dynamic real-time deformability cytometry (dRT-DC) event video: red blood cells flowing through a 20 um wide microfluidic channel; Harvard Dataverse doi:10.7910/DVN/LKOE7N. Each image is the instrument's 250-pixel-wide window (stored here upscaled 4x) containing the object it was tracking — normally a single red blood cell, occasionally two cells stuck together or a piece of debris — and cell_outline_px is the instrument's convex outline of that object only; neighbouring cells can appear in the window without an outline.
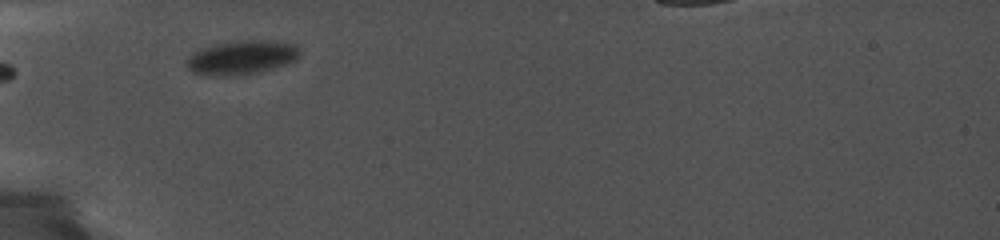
{"species": "common noctule bat (a hibernating species)", "species_latin": "Nyctalus noctula", "temperature_condition": "cold", "stored_images_in_passage": 5, "camera_frame_rate_fps": 5000, "um_per_image_px": 0.085, "animal": {"sex": "female", "body_mass_g": 19.0, "forearm_length_mm": 56.7}, "frame": {"image": 1, "passage_image": 1, "time_ms": 0.0, "image_size_px": [1000, 240], "cell_outline_px": [[300, 52], [296, 60], [260, 72], [240, 76], [212, 76], [192, 72], [188, 68], [188, 56], [192, 52], [200, 48], [216, 44], [240, 40], [264, 40], [292, 44]], "centroid_in_image_um": [20.48, 4.9], "position_along_channel_um": 64.5, "area_um2": 22.31}}